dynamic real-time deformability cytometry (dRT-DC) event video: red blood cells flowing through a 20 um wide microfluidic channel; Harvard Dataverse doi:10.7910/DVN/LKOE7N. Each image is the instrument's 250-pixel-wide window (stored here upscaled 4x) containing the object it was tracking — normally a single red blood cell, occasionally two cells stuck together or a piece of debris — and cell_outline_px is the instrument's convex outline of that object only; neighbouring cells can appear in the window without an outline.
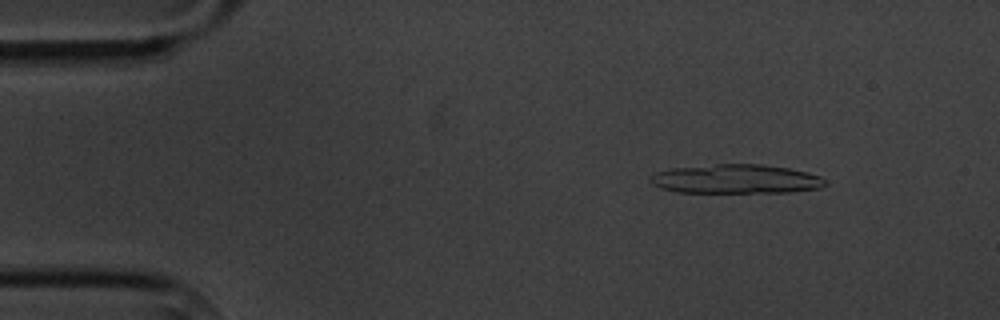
{"species": "common noctule bat (a hibernating species)", "species_latin": "Nyctalus noctula", "temperature_condition": "cold", "stored_images_in_passage": 5, "camera_frame_rate_fps": 3000, "um_per_image_px": 0.085, "animal": {"sex": "male", "body_mass_g": 20.1, "forearm_length_mm": 53.5}, "frame": {"image": 1, "passage_image": 2, "time_ms": 1.333, "image_size_px": [1000, 320], "cell_outline_px": [[828, 184], [820, 188], [788, 192], [676, 192], [660, 188], [652, 184], [648, 180], [648, 176], [656, 172], [672, 168], [716, 164], [760, 164], [788, 168], [808, 172], [820, 176], [828, 180]], "centroid_in_image_um": [62.55, 15.21], "position_along_channel_um": 22.4, "area_um2": 29.88}}